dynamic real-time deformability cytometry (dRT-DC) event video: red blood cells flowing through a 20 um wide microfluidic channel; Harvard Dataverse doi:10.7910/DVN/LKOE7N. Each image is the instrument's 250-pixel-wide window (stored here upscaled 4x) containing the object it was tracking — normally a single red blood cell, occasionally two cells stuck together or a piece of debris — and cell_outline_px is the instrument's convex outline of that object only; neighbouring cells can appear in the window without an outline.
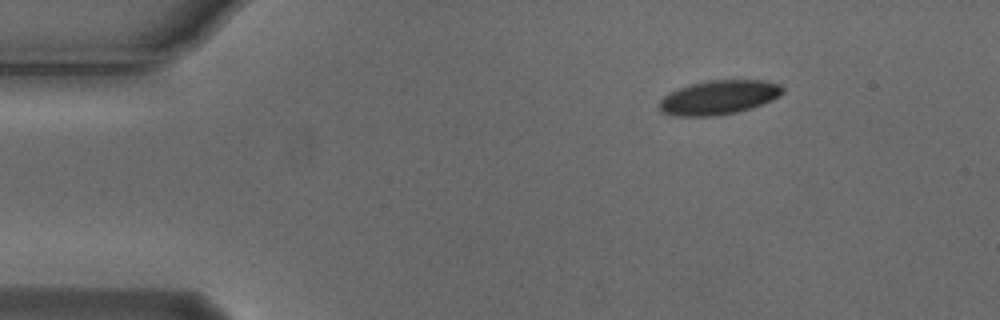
{"species": "Egyptian fruit bat (a non-hibernating species)", "species_latin": "Rousettus aegyptiacus", "temperature_condition": "cold", "stored_images_in_passage": 4, "camera_frame_rate_fps": 3000, "um_per_image_px": 0.085, "animal": {"sex": "male"}, "frame": {"image": 1, "passage_image": 1, "time_ms": 0.0, "image_size_px": [1000, 320], "cell_outline_px": [[784, 92], [780, 96], [772, 100], [752, 108], [736, 112], [716, 116], [676, 116], [660, 112], [660, 100], [664, 96], [680, 88], [692, 84], [708, 80], [764, 80], [780, 84], [784, 88]], "centroid_in_image_um": [61.14, 8.28], "position_along_channel_um": 23.9, "area_um2": 24.57}}
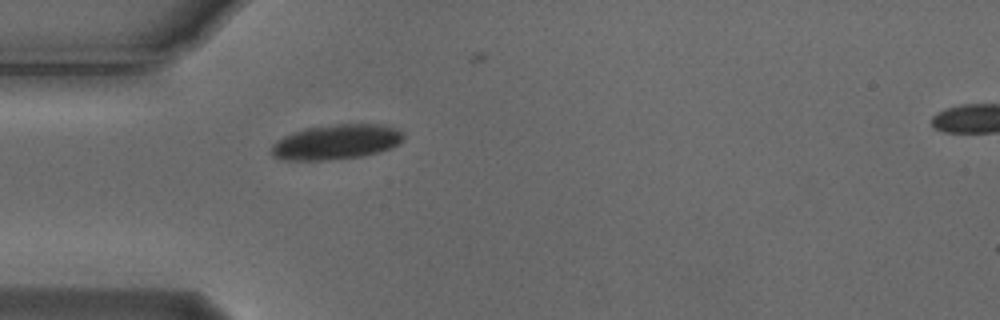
{"frame": {"image": 2, "passage_image": 3, "time_ms": 0.667, "image_size_px": [1000, 320], "cell_outline_px": [[404, 140], [400, 144], [392, 148], [364, 156], [328, 160], [292, 160], [272, 156], [268, 152], [272, 144], [276, 140], [284, 136], [308, 128], [332, 124], [388, 124], [400, 128], [404, 132]], "centroid_in_image_um": [28.66, 12.06], "position_along_channel_um": 56.3, "area_um2": 27.34}}